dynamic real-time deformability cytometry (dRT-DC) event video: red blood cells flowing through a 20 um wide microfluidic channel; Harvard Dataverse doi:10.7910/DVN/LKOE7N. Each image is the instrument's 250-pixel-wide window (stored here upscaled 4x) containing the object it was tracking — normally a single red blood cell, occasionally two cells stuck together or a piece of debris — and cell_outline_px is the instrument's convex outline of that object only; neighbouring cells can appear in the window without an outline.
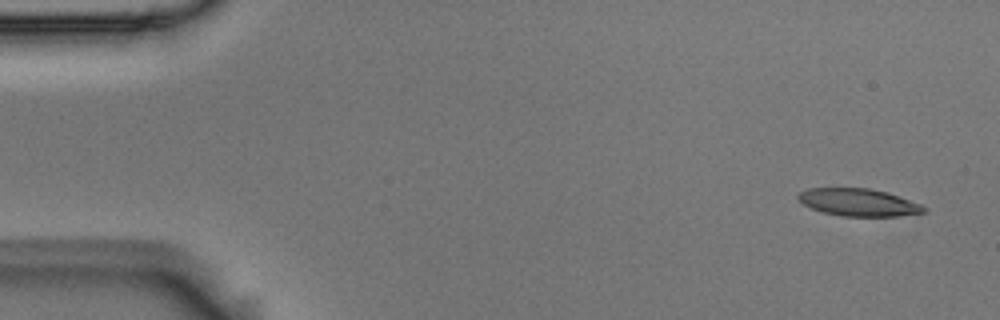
{"species": "Egyptian fruit bat (a non-hibernating species)", "species_latin": "Rousettus aegyptiacus", "temperature_condition": "room temperature", "stored_images_in_passage": 52, "camera_frame_rate_fps": 3000, "um_per_image_px": 0.085, "animal": {"sex": "male"}, "frame": {"image": 1, "passage_image": 1, "time_ms": 0.0, "image_size_px": [1000, 320], "cell_outline_px": [[928, 212], [896, 216], [840, 216], [824, 212], [812, 208], [804, 204], [796, 196], [800, 192], [808, 188], [868, 188], [884, 192], [920, 204], [928, 208]], "centroid_in_image_um": [72.97, 17.21], "position_along_channel_um": 12.0, "area_um2": 19.83}}
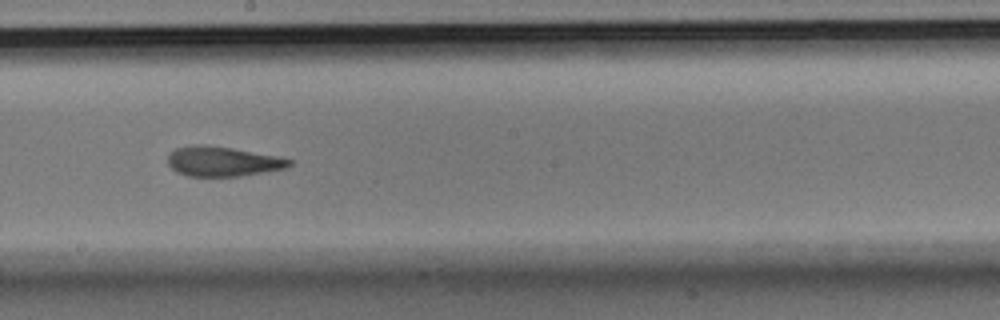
{"frame": {"image": 2, "passage_image": 28, "time_ms": 9.0, "image_size_px": [1000, 320], "cell_outline_px": [[292, 164], [284, 168], [264, 172], [240, 176], [188, 176], [176, 172], [168, 164], [168, 152], [176, 148], [192, 144], [204, 144], [232, 148], [276, 156], [292, 160]], "centroid_in_image_um": [18.87, 13.71], "position_along_channel_um": 229.3, "area_um2": 21.1}}
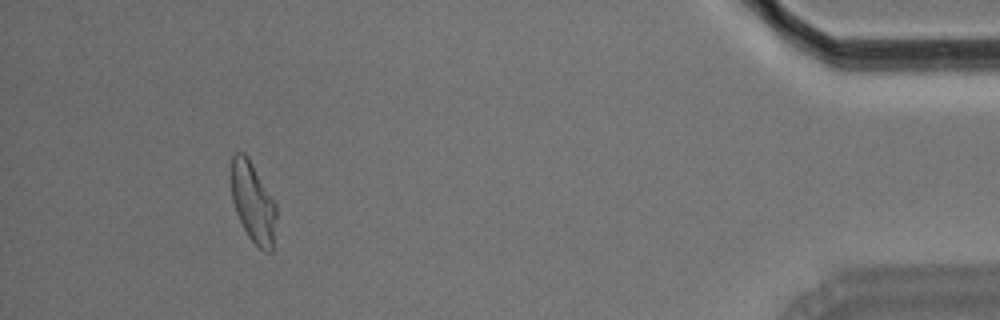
{"frame": {"image": 3, "passage_image": 48, "time_ms": 15.667, "image_size_px": [1000, 320], "cell_outline_px": [[276, 216], [272, 252], [264, 252], [248, 236], [236, 212], [232, 200], [228, 172], [232, 156], [236, 152], [244, 152], [248, 156], [276, 204]], "centroid_in_image_um": [21.46, 17.14], "position_along_channel_um": 413.7, "area_um2": 21.44}, "authors_computed_cell_mechanics": {"area_um2": 21.5594, "velocity_mm_per_s": 3.7229, "shape_relaxation_time_tau1_ms": 7.9639, "shape_relaxation_time_tau2_ms": 2.14, "deformation_change_tau1": 0.2216, "deformation_change_tau2": 0.106}}